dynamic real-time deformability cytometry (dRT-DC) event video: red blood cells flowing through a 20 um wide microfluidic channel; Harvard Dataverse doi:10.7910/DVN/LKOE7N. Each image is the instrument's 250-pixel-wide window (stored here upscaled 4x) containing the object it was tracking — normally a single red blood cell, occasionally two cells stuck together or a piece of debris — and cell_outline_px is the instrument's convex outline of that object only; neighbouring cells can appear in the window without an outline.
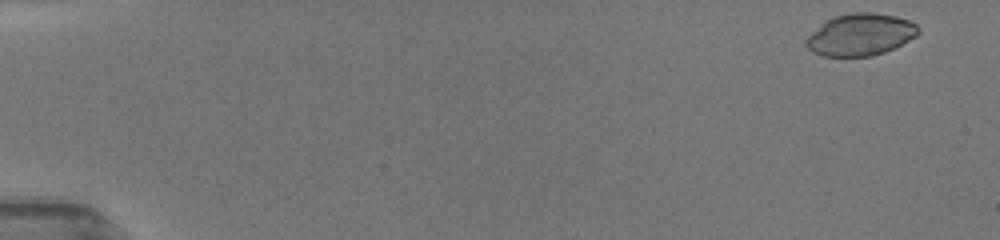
{"species": "common noctule bat (a hibernating species)", "species_latin": "Nyctalus noctula", "temperature_condition": "room temperature", "stored_images_in_passage": 17, "camera_frame_rate_fps": 3000, "um_per_image_px": 0.085, "animal": {"sex": "female", "body_mass_g": 19.5, "forearm_length_mm": 54.1}, "frame": {"image": 1, "passage_image": 1, "time_ms": 0.0, "image_size_px": [1000, 240], "cell_outline_px": [[920, 32], [916, 36], [884, 52], [872, 56], [824, 56], [812, 52], [804, 44], [804, 40], [812, 32], [828, 20], [836, 16], [852, 12], [872, 12], [896, 16], [908, 20], [916, 24], [920, 28]], "centroid_in_image_um": [73.14, 2.94], "position_along_channel_um": 11.9, "area_um2": 27.22}}
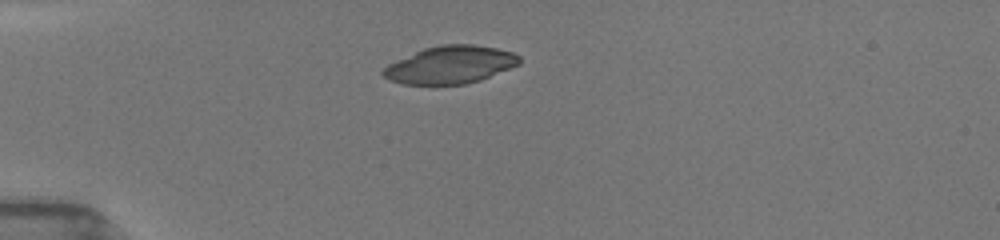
{"frame": {"image": 2, "passage_image": 13, "time_ms": 4.0, "image_size_px": [1000, 240], "cell_outline_px": [[520, 64], [480, 80], [464, 84], [404, 84], [392, 80], [384, 76], [380, 72], [388, 64], [424, 48], [440, 44], [472, 44], [496, 48], [512, 52], [520, 56]], "centroid_in_image_um": [38.29, 5.5], "position_along_channel_um": 46.7, "area_um2": 29.59}}
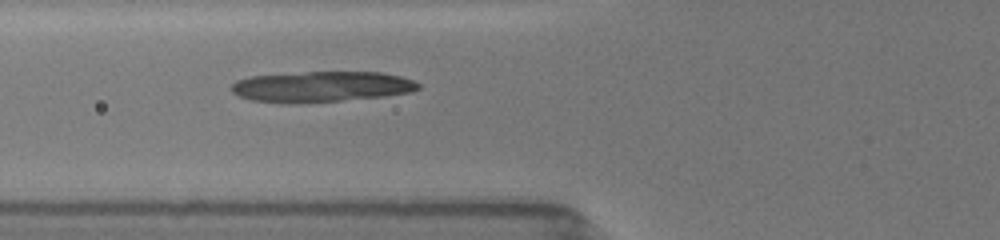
{"frame": {"image": 3, "passage_image": 17, "time_ms": 6.0, "image_size_px": [1000, 240], "cell_outline_px": [[420, 88], [412, 92], [384, 96], [300, 104], [280, 104], [252, 100], [240, 96], [232, 92], [228, 88], [236, 80], [252, 76], [304, 72], [380, 72], [400, 76], [412, 80], [420, 84]], "centroid_in_image_um": [27.28, 7.38], "position_along_channel_um": 98.5, "area_um2": 33.7}}